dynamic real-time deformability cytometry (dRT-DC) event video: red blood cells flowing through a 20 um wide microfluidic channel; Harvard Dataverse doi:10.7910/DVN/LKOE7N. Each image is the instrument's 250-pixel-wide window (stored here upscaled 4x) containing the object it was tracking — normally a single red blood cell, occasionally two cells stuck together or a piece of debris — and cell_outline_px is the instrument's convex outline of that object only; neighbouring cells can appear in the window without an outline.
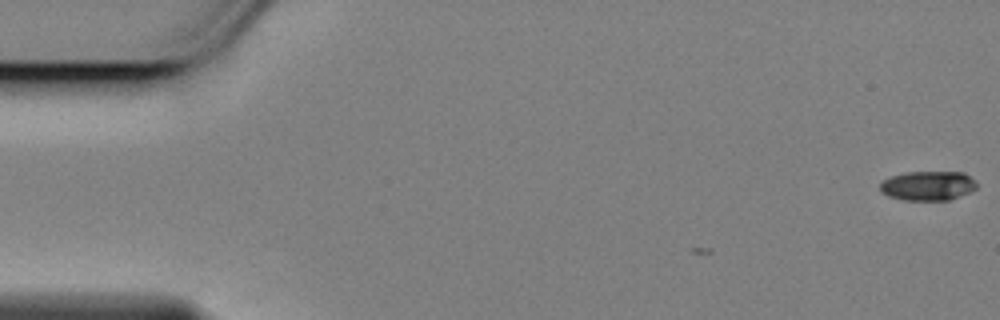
{"species": "Egyptian fruit bat (a non-hibernating species)", "species_latin": "Rousettus aegyptiacus", "temperature_condition": "cold", "stored_images_in_passage": 7, "camera_frame_rate_fps": 3000, "um_per_image_px": 0.085, "animal": {"sex": "female"}, "frame": {"image": 1, "passage_image": 1, "time_ms": 0.0, "image_size_px": [1000, 320], "cell_outline_px": [[976, 188], [968, 192], [948, 200], [904, 200], [888, 196], [880, 192], [880, 184], [884, 180], [892, 176], [904, 172], [964, 172], [976, 184]], "centroid_in_image_um": [78.82, 15.79], "position_along_channel_um": 6.2, "area_um2": 16.36}}